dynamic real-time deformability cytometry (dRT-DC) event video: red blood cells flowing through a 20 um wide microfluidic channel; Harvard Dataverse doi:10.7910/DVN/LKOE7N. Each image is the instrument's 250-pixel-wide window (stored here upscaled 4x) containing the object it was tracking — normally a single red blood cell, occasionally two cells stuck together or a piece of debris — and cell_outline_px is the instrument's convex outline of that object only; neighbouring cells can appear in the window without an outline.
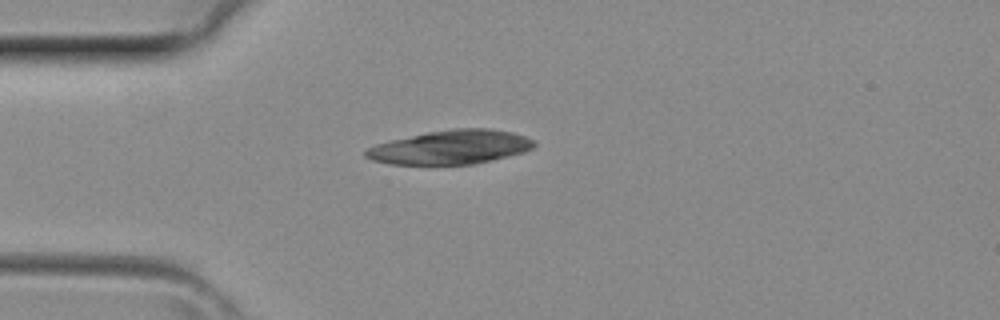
{"species": "common noctule bat (a hibernating species)", "species_latin": "Nyctalus noctula", "temperature_condition": "room temperature", "stored_images_in_passage": 1, "camera_frame_rate_fps": 3000, "um_per_image_px": 0.085, "animal": {"sex": "female", "body_mass_g": 29.2, "forearm_length_mm": 56.3}, "frame": {"image": 1, "passage_image": 1, "time_ms": 0.0, "image_size_px": [1000, 320], "cell_outline_px": [[536, 144], [532, 148], [524, 152], [492, 160], [472, 164], [388, 164], [372, 160], [364, 156], [364, 152], [368, 148], [376, 144], [392, 140], [428, 132], [456, 128], [488, 128], [512, 132], [536, 140]], "centroid_in_image_um": [38.32, 12.51], "position_along_channel_um": 46.7, "area_um2": 33.18}}